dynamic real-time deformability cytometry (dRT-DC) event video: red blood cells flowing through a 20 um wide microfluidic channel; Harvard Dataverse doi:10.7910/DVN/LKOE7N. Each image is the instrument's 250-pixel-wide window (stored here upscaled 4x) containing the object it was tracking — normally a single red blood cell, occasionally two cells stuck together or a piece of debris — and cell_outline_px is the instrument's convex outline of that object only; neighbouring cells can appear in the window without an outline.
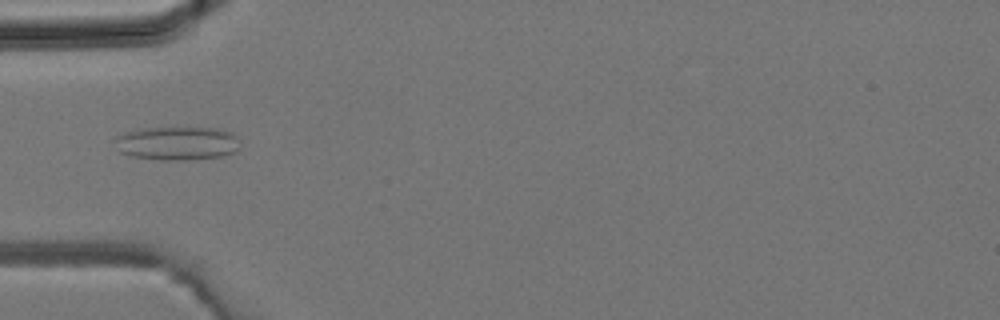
{"species": "common noctule bat (a hibernating species)", "species_latin": "Nyctalus noctula", "temperature_condition": "room temperature", "stored_images_in_passage": 3, "camera_frame_rate_fps": 3000, "um_per_image_px": 0.085, "animal": {"sex": "male", "body_mass_g": 19.2, "forearm_length_mm": 51.8}, "frame": {"image": 1, "passage_image": 3, "time_ms": 0.667, "image_size_px": [1000, 320], "cell_outline_px": [[240, 148], [224, 156], [184, 160], [160, 160], [132, 156], [120, 152], [116, 140], [116, 136], [124, 132], [140, 128], [220, 128], [232, 132], [236, 136]], "centroid_in_image_um": [15.08, 12.17], "position_along_channel_um": 69.9, "area_um2": 24.51}}